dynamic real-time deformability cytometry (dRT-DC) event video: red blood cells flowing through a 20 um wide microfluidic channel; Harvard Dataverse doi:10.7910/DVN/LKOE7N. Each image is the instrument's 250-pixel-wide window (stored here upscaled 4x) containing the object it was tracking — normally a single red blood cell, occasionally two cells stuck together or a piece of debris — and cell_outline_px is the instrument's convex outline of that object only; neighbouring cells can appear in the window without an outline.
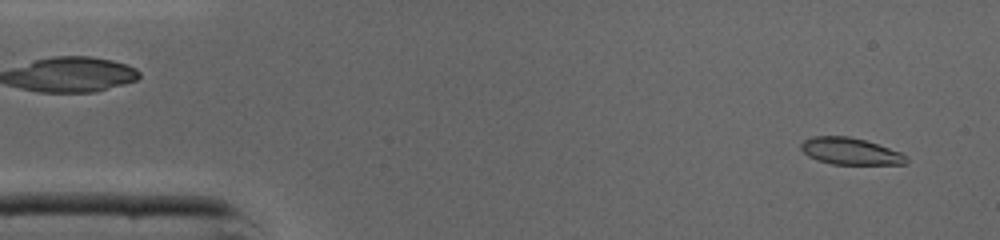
{"species": "common noctule bat (a hibernating species)", "species_latin": "Nyctalus noctula", "temperature_condition": "cold", "stored_images_in_passage": 45, "camera_frame_rate_fps": 3000, "um_per_image_px": 0.085, "animal": {"sex": "male", "body_mass_g": 19.0, "forearm_length_mm": 50.8}, "frame": {"image": 1, "passage_image": 2, "time_ms": 0.333, "image_size_px": [1000, 240], "cell_outline_px": [[908, 164], [832, 164], [816, 160], [808, 156], [800, 148], [800, 144], [804, 140], [812, 136], [848, 136], [864, 140], [900, 152], [908, 156]], "centroid_in_image_um": [72.26, 12.86], "position_along_channel_um": 12.7, "area_um2": 16.42}}
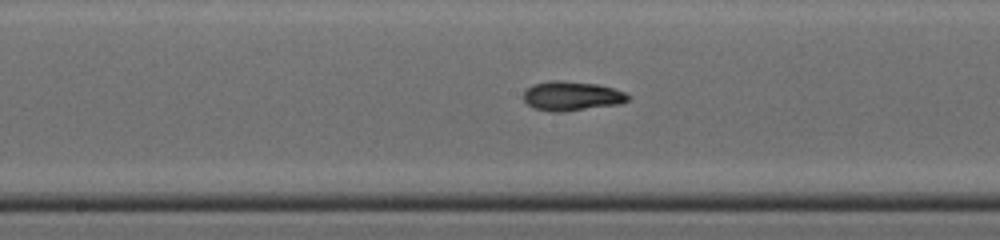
{"frame": {"image": 2, "passage_image": 22, "time_ms": 7.0, "image_size_px": [1000, 240], "cell_outline_px": [[632, 96], [628, 100], [620, 104], [560, 112], [552, 112], [532, 108], [524, 100], [524, 92], [532, 84], [548, 80], [560, 80], [596, 84], [612, 88], [624, 92]], "centroid_in_image_um": [48.58, 8.16], "position_along_channel_um": 199.6, "area_um2": 17.92}}
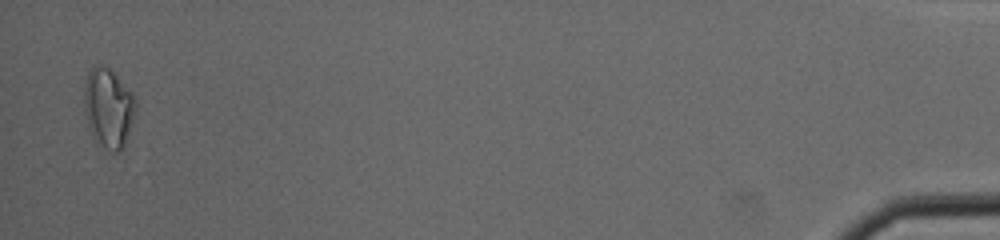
{"frame": {"image": 3, "passage_image": 44, "time_ms": 14.333, "image_size_px": [1000, 240], "cell_outline_px": [[136, 112], [132, 124], [124, 144], [120, 152], [112, 152], [104, 148], [92, 136], [88, 128], [84, 108], [84, 80], [88, 72], [96, 64], [104, 64], [116, 76], [136, 100]], "centroid_in_image_um": [9.18, 9.18], "position_along_channel_um": 426.0, "area_um2": 23.81}, "authors_computed_cell_mechanics": {"area_um2": 17.051, "velocity_mm_per_s": 4.3383, "shape_relaxation_time_tau1_ms": 4.4269, "shape_relaxation_time_tau2_ms": 5.7662, "deformation_change_tau1": 0.1369, "deformation_change_tau2": 0.1204}}